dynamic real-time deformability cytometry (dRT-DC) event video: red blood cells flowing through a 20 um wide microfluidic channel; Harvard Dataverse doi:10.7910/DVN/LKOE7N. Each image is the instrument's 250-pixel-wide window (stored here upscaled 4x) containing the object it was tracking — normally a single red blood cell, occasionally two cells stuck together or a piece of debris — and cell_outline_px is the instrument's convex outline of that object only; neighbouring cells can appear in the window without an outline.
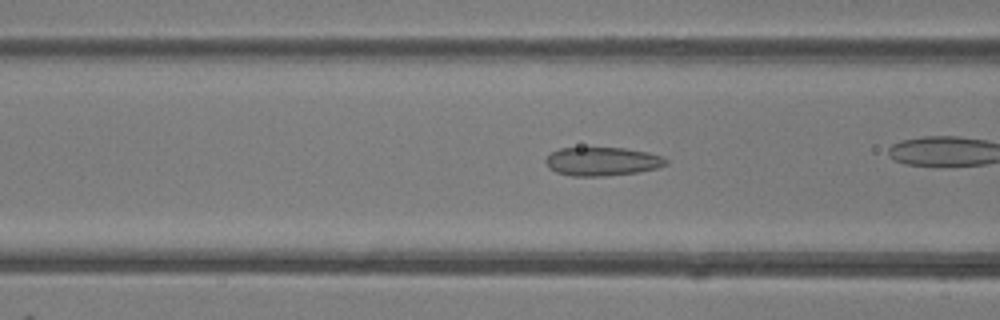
{"species": "common noctule bat (a hibernating species)", "species_latin": "Nyctalus noctula", "temperature_condition": "room temperature", "stored_images_in_passage": 33, "camera_frame_rate_fps": 3000, "um_per_image_px": 0.085, "animal": {"sex": "female"}, "frame": {"image": 1, "passage_image": 15, "time_ms": 4.667, "image_size_px": [1000, 320], "cell_outline_px": [[668, 164], [656, 168], [636, 172], [604, 176], [572, 176], [556, 172], [548, 168], [544, 160], [552, 152], [560, 148], [624, 148], [648, 152], [660, 156], [668, 160]], "centroid_in_image_um": [51.16, 13.72], "position_along_channel_um": 115.4, "area_um2": 19.94}}